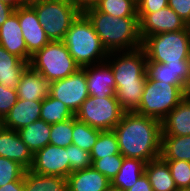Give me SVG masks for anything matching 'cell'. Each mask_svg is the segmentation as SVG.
Returning <instances> with one entry per match:
<instances>
[{"instance_id": "obj_24", "label": "cell", "mask_w": 190, "mask_h": 191, "mask_svg": "<svg viewBox=\"0 0 190 191\" xmlns=\"http://www.w3.org/2000/svg\"><path fill=\"white\" fill-rule=\"evenodd\" d=\"M18 134L23 143L34 154L50 144L51 124L39 119L27 127L18 130Z\"/></svg>"}, {"instance_id": "obj_14", "label": "cell", "mask_w": 190, "mask_h": 191, "mask_svg": "<svg viewBox=\"0 0 190 191\" xmlns=\"http://www.w3.org/2000/svg\"><path fill=\"white\" fill-rule=\"evenodd\" d=\"M18 19L22 29L27 51L32 56L50 42L35 9L31 5L18 6Z\"/></svg>"}, {"instance_id": "obj_43", "label": "cell", "mask_w": 190, "mask_h": 191, "mask_svg": "<svg viewBox=\"0 0 190 191\" xmlns=\"http://www.w3.org/2000/svg\"><path fill=\"white\" fill-rule=\"evenodd\" d=\"M67 1H69L71 4H74V5L77 6L81 11H83L85 8L94 5V3H95L97 0H67Z\"/></svg>"}, {"instance_id": "obj_33", "label": "cell", "mask_w": 190, "mask_h": 191, "mask_svg": "<svg viewBox=\"0 0 190 191\" xmlns=\"http://www.w3.org/2000/svg\"><path fill=\"white\" fill-rule=\"evenodd\" d=\"M179 191L190 186V162L185 160H165Z\"/></svg>"}, {"instance_id": "obj_25", "label": "cell", "mask_w": 190, "mask_h": 191, "mask_svg": "<svg viewBox=\"0 0 190 191\" xmlns=\"http://www.w3.org/2000/svg\"><path fill=\"white\" fill-rule=\"evenodd\" d=\"M146 162L141 159L123 158L119 172L111 180V185L127 191L144 173Z\"/></svg>"}, {"instance_id": "obj_11", "label": "cell", "mask_w": 190, "mask_h": 191, "mask_svg": "<svg viewBox=\"0 0 190 191\" xmlns=\"http://www.w3.org/2000/svg\"><path fill=\"white\" fill-rule=\"evenodd\" d=\"M34 173L67 178L70 175L69 156L65 147L48 144L33 154Z\"/></svg>"}, {"instance_id": "obj_2", "label": "cell", "mask_w": 190, "mask_h": 191, "mask_svg": "<svg viewBox=\"0 0 190 191\" xmlns=\"http://www.w3.org/2000/svg\"><path fill=\"white\" fill-rule=\"evenodd\" d=\"M123 54L110 64L116 82L115 97L125 112H135L147 80V56L142 47Z\"/></svg>"}, {"instance_id": "obj_48", "label": "cell", "mask_w": 190, "mask_h": 191, "mask_svg": "<svg viewBox=\"0 0 190 191\" xmlns=\"http://www.w3.org/2000/svg\"><path fill=\"white\" fill-rule=\"evenodd\" d=\"M186 28L188 30L189 38H190V21L186 24Z\"/></svg>"}, {"instance_id": "obj_32", "label": "cell", "mask_w": 190, "mask_h": 191, "mask_svg": "<svg viewBox=\"0 0 190 191\" xmlns=\"http://www.w3.org/2000/svg\"><path fill=\"white\" fill-rule=\"evenodd\" d=\"M73 140V118L51 124L50 144L57 147H67Z\"/></svg>"}, {"instance_id": "obj_3", "label": "cell", "mask_w": 190, "mask_h": 191, "mask_svg": "<svg viewBox=\"0 0 190 191\" xmlns=\"http://www.w3.org/2000/svg\"><path fill=\"white\" fill-rule=\"evenodd\" d=\"M91 21L95 32L109 54L119 49L130 51L142 47L138 17H113L98 11L93 5L82 11ZM131 47V48H130Z\"/></svg>"}, {"instance_id": "obj_7", "label": "cell", "mask_w": 190, "mask_h": 191, "mask_svg": "<svg viewBox=\"0 0 190 191\" xmlns=\"http://www.w3.org/2000/svg\"><path fill=\"white\" fill-rule=\"evenodd\" d=\"M31 6L50 41H63L72 22L82 12L67 0H38Z\"/></svg>"}, {"instance_id": "obj_15", "label": "cell", "mask_w": 190, "mask_h": 191, "mask_svg": "<svg viewBox=\"0 0 190 191\" xmlns=\"http://www.w3.org/2000/svg\"><path fill=\"white\" fill-rule=\"evenodd\" d=\"M0 45L9 53L30 63L31 55L23 38L22 29L18 19V6L13 14L0 26Z\"/></svg>"}, {"instance_id": "obj_42", "label": "cell", "mask_w": 190, "mask_h": 191, "mask_svg": "<svg viewBox=\"0 0 190 191\" xmlns=\"http://www.w3.org/2000/svg\"><path fill=\"white\" fill-rule=\"evenodd\" d=\"M0 191H24V180H17L0 187Z\"/></svg>"}, {"instance_id": "obj_41", "label": "cell", "mask_w": 190, "mask_h": 191, "mask_svg": "<svg viewBox=\"0 0 190 191\" xmlns=\"http://www.w3.org/2000/svg\"><path fill=\"white\" fill-rule=\"evenodd\" d=\"M15 8L0 0V26L13 14Z\"/></svg>"}, {"instance_id": "obj_20", "label": "cell", "mask_w": 190, "mask_h": 191, "mask_svg": "<svg viewBox=\"0 0 190 191\" xmlns=\"http://www.w3.org/2000/svg\"><path fill=\"white\" fill-rule=\"evenodd\" d=\"M67 191H106L111 181L93 166L72 172L67 178Z\"/></svg>"}, {"instance_id": "obj_18", "label": "cell", "mask_w": 190, "mask_h": 191, "mask_svg": "<svg viewBox=\"0 0 190 191\" xmlns=\"http://www.w3.org/2000/svg\"><path fill=\"white\" fill-rule=\"evenodd\" d=\"M50 90V83L30 65L23 71L16 91L18 99L43 101Z\"/></svg>"}, {"instance_id": "obj_8", "label": "cell", "mask_w": 190, "mask_h": 191, "mask_svg": "<svg viewBox=\"0 0 190 191\" xmlns=\"http://www.w3.org/2000/svg\"><path fill=\"white\" fill-rule=\"evenodd\" d=\"M186 96L176 85L155 84L147 77L142 99L135 113L162 122Z\"/></svg>"}, {"instance_id": "obj_5", "label": "cell", "mask_w": 190, "mask_h": 191, "mask_svg": "<svg viewBox=\"0 0 190 191\" xmlns=\"http://www.w3.org/2000/svg\"><path fill=\"white\" fill-rule=\"evenodd\" d=\"M147 62L164 64L183 63L190 59V38L187 28L147 36L142 41Z\"/></svg>"}, {"instance_id": "obj_23", "label": "cell", "mask_w": 190, "mask_h": 191, "mask_svg": "<svg viewBox=\"0 0 190 191\" xmlns=\"http://www.w3.org/2000/svg\"><path fill=\"white\" fill-rule=\"evenodd\" d=\"M144 173L153 191H179L167 162L161 156L146 163Z\"/></svg>"}, {"instance_id": "obj_31", "label": "cell", "mask_w": 190, "mask_h": 191, "mask_svg": "<svg viewBox=\"0 0 190 191\" xmlns=\"http://www.w3.org/2000/svg\"><path fill=\"white\" fill-rule=\"evenodd\" d=\"M121 154L116 134L113 130L101 131L96 144L93 146L90 157L91 159H101L110 155Z\"/></svg>"}, {"instance_id": "obj_4", "label": "cell", "mask_w": 190, "mask_h": 191, "mask_svg": "<svg viewBox=\"0 0 190 191\" xmlns=\"http://www.w3.org/2000/svg\"><path fill=\"white\" fill-rule=\"evenodd\" d=\"M63 42L80 68L91 66L96 58L102 60L103 57L110 56L83 12L72 22Z\"/></svg>"}, {"instance_id": "obj_37", "label": "cell", "mask_w": 190, "mask_h": 191, "mask_svg": "<svg viewBox=\"0 0 190 191\" xmlns=\"http://www.w3.org/2000/svg\"><path fill=\"white\" fill-rule=\"evenodd\" d=\"M18 99L17 91L0 83V116L5 118Z\"/></svg>"}, {"instance_id": "obj_10", "label": "cell", "mask_w": 190, "mask_h": 191, "mask_svg": "<svg viewBox=\"0 0 190 191\" xmlns=\"http://www.w3.org/2000/svg\"><path fill=\"white\" fill-rule=\"evenodd\" d=\"M49 94L65 104L75 115L89 96L85 70L80 68L64 79L50 82Z\"/></svg>"}, {"instance_id": "obj_45", "label": "cell", "mask_w": 190, "mask_h": 191, "mask_svg": "<svg viewBox=\"0 0 190 191\" xmlns=\"http://www.w3.org/2000/svg\"><path fill=\"white\" fill-rule=\"evenodd\" d=\"M1 1L13 6L14 8L20 5L16 0H1Z\"/></svg>"}, {"instance_id": "obj_9", "label": "cell", "mask_w": 190, "mask_h": 191, "mask_svg": "<svg viewBox=\"0 0 190 191\" xmlns=\"http://www.w3.org/2000/svg\"><path fill=\"white\" fill-rule=\"evenodd\" d=\"M125 111L116 97L88 96L75 113V118L99 130H113Z\"/></svg>"}, {"instance_id": "obj_1", "label": "cell", "mask_w": 190, "mask_h": 191, "mask_svg": "<svg viewBox=\"0 0 190 191\" xmlns=\"http://www.w3.org/2000/svg\"><path fill=\"white\" fill-rule=\"evenodd\" d=\"M113 131L123 157L148 163L161 156V121L135 112H125Z\"/></svg>"}, {"instance_id": "obj_40", "label": "cell", "mask_w": 190, "mask_h": 191, "mask_svg": "<svg viewBox=\"0 0 190 191\" xmlns=\"http://www.w3.org/2000/svg\"><path fill=\"white\" fill-rule=\"evenodd\" d=\"M127 191H153L148 177L143 173Z\"/></svg>"}, {"instance_id": "obj_16", "label": "cell", "mask_w": 190, "mask_h": 191, "mask_svg": "<svg viewBox=\"0 0 190 191\" xmlns=\"http://www.w3.org/2000/svg\"><path fill=\"white\" fill-rule=\"evenodd\" d=\"M0 156L18 162L29 170L33 162V153L21 140L18 131L4 128L0 132Z\"/></svg>"}, {"instance_id": "obj_38", "label": "cell", "mask_w": 190, "mask_h": 191, "mask_svg": "<svg viewBox=\"0 0 190 191\" xmlns=\"http://www.w3.org/2000/svg\"><path fill=\"white\" fill-rule=\"evenodd\" d=\"M168 6L186 24L190 21V0H168Z\"/></svg>"}, {"instance_id": "obj_26", "label": "cell", "mask_w": 190, "mask_h": 191, "mask_svg": "<svg viewBox=\"0 0 190 191\" xmlns=\"http://www.w3.org/2000/svg\"><path fill=\"white\" fill-rule=\"evenodd\" d=\"M24 191H67V180L61 176L42 175L26 170Z\"/></svg>"}, {"instance_id": "obj_36", "label": "cell", "mask_w": 190, "mask_h": 191, "mask_svg": "<svg viewBox=\"0 0 190 191\" xmlns=\"http://www.w3.org/2000/svg\"><path fill=\"white\" fill-rule=\"evenodd\" d=\"M69 156L70 174L92 166L90 153L71 144L66 147Z\"/></svg>"}, {"instance_id": "obj_30", "label": "cell", "mask_w": 190, "mask_h": 191, "mask_svg": "<svg viewBox=\"0 0 190 191\" xmlns=\"http://www.w3.org/2000/svg\"><path fill=\"white\" fill-rule=\"evenodd\" d=\"M102 130L91 127L73 117V140L72 144L80 149L91 152Z\"/></svg>"}, {"instance_id": "obj_46", "label": "cell", "mask_w": 190, "mask_h": 191, "mask_svg": "<svg viewBox=\"0 0 190 191\" xmlns=\"http://www.w3.org/2000/svg\"><path fill=\"white\" fill-rule=\"evenodd\" d=\"M106 191H123L122 189L120 188H116V187H113L112 185H110Z\"/></svg>"}, {"instance_id": "obj_39", "label": "cell", "mask_w": 190, "mask_h": 191, "mask_svg": "<svg viewBox=\"0 0 190 191\" xmlns=\"http://www.w3.org/2000/svg\"><path fill=\"white\" fill-rule=\"evenodd\" d=\"M168 6V0H137V13H153Z\"/></svg>"}, {"instance_id": "obj_28", "label": "cell", "mask_w": 190, "mask_h": 191, "mask_svg": "<svg viewBox=\"0 0 190 191\" xmlns=\"http://www.w3.org/2000/svg\"><path fill=\"white\" fill-rule=\"evenodd\" d=\"M93 6L113 17H138L137 0H97Z\"/></svg>"}, {"instance_id": "obj_29", "label": "cell", "mask_w": 190, "mask_h": 191, "mask_svg": "<svg viewBox=\"0 0 190 191\" xmlns=\"http://www.w3.org/2000/svg\"><path fill=\"white\" fill-rule=\"evenodd\" d=\"M74 114L61 101L50 94L42 101L40 119L48 124H55L73 118Z\"/></svg>"}, {"instance_id": "obj_47", "label": "cell", "mask_w": 190, "mask_h": 191, "mask_svg": "<svg viewBox=\"0 0 190 191\" xmlns=\"http://www.w3.org/2000/svg\"><path fill=\"white\" fill-rule=\"evenodd\" d=\"M4 118L0 116V132L4 129Z\"/></svg>"}, {"instance_id": "obj_6", "label": "cell", "mask_w": 190, "mask_h": 191, "mask_svg": "<svg viewBox=\"0 0 190 191\" xmlns=\"http://www.w3.org/2000/svg\"><path fill=\"white\" fill-rule=\"evenodd\" d=\"M29 65L49 83L64 79L80 69L63 41H50L32 55Z\"/></svg>"}, {"instance_id": "obj_34", "label": "cell", "mask_w": 190, "mask_h": 191, "mask_svg": "<svg viewBox=\"0 0 190 191\" xmlns=\"http://www.w3.org/2000/svg\"><path fill=\"white\" fill-rule=\"evenodd\" d=\"M25 171L18 162L0 156V187L12 181L24 180Z\"/></svg>"}, {"instance_id": "obj_22", "label": "cell", "mask_w": 190, "mask_h": 191, "mask_svg": "<svg viewBox=\"0 0 190 191\" xmlns=\"http://www.w3.org/2000/svg\"><path fill=\"white\" fill-rule=\"evenodd\" d=\"M28 66V62L7 52L0 45V83L3 86L16 89L23 71Z\"/></svg>"}, {"instance_id": "obj_44", "label": "cell", "mask_w": 190, "mask_h": 191, "mask_svg": "<svg viewBox=\"0 0 190 191\" xmlns=\"http://www.w3.org/2000/svg\"><path fill=\"white\" fill-rule=\"evenodd\" d=\"M20 5H31L38 0H16Z\"/></svg>"}, {"instance_id": "obj_12", "label": "cell", "mask_w": 190, "mask_h": 191, "mask_svg": "<svg viewBox=\"0 0 190 191\" xmlns=\"http://www.w3.org/2000/svg\"><path fill=\"white\" fill-rule=\"evenodd\" d=\"M142 41L151 35L186 29V23L169 7L153 13H137Z\"/></svg>"}, {"instance_id": "obj_21", "label": "cell", "mask_w": 190, "mask_h": 191, "mask_svg": "<svg viewBox=\"0 0 190 191\" xmlns=\"http://www.w3.org/2000/svg\"><path fill=\"white\" fill-rule=\"evenodd\" d=\"M162 136H190V94L162 121Z\"/></svg>"}, {"instance_id": "obj_19", "label": "cell", "mask_w": 190, "mask_h": 191, "mask_svg": "<svg viewBox=\"0 0 190 191\" xmlns=\"http://www.w3.org/2000/svg\"><path fill=\"white\" fill-rule=\"evenodd\" d=\"M42 101L17 99L4 118V127L18 131L40 119Z\"/></svg>"}, {"instance_id": "obj_17", "label": "cell", "mask_w": 190, "mask_h": 191, "mask_svg": "<svg viewBox=\"0 0 190 191\" xmlns=\"http://www.w3.org/2000/svg\"><path fill=\"white\" fill-rule=\"evenodd\" d=\"M89 66L83 67L86 73L87 88L90 96L99 98L115 97L116 82L113 70L109 64L97 68L88 69ZM101 67V68H100ZM96 68V69H94Z\"/></svg>"}, {"instance_id": "obj_27", "label": "cell", "mask_w": 190, "mask_h": 191, "mask_svg": "<svg viewBox=\"0 0 190 191\" xmlns=\"http://www.w3.org/2000/svg\"><path fill=\"white\" fill-rule=\"evenodd\" d=\"M161 157L190 162V136H162Z\"/></svg>"}, {"instance_id": "obj_13", "label": "cell", "mask_w": 190, "mask_h": 191, "mask_svg": "<svg viewBox=\"0 0 190 191\" xmlns=\"http://www.w3.org/2000/svg\"><path fill=\"white\" fill-rule=\"evenodd\" d=\"M146 73L155 84L176 85L186 95L190 94V59L174 64L147 62Z\"/></svg>"}, {"instance_id": "obj_35", "label": "cell", "mask_w": 190, "mask_h": 191, "mask_svg": "<svg viewBox=\"0 0 190 191\" xmlns=\"http://www.w3.org/2000/svg\"><path fill=\"white\" fill-rule=\"evenodd\" d=\"M123 158L121 154H117L101 159H91V161L92 166L111 181L119 172Z\"/></svg>"}]
</instances>
